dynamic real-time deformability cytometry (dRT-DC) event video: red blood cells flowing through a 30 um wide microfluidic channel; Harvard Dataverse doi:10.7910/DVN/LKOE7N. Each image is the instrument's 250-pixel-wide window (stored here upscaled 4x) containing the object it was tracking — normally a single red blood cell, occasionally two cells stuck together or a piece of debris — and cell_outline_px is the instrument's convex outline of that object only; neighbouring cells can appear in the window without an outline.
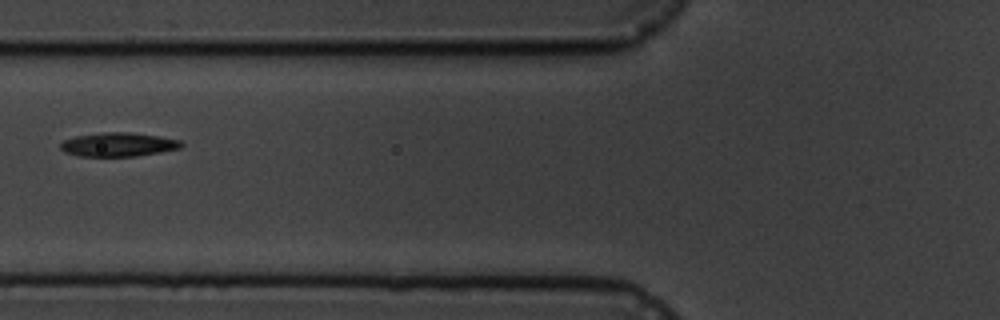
{"species": "common noctule bat (a hibernating species)", "species_latin": "Nyctalus noctula", "temperature_condition": "cold", "stored_images_in_passage": 10, "camera_frame_rate_fps": 3000, "um_per_image_px": 0.085, "animal": {"sex": "male", "body_mass_g": 19.5, "forearm_length_mm": 54.6}, "frame": {"image": 1, "passage_image": 7, "time_ms": 6.667, "image_size_px": [1000, 320], "cell_outline_px": [[184, 144], [180, 148], [160, 152], [136, 156], [80, 156], [64, 152], [60, 148], [60, 144], [64, 140], [76, 136], [104, 132], [128, 132], [160, 136], [180, 140]], "centroid_in_image_um": [10.06, 12.28], "position_along_channel_um": 115.7, "area_um2": 16.76}}
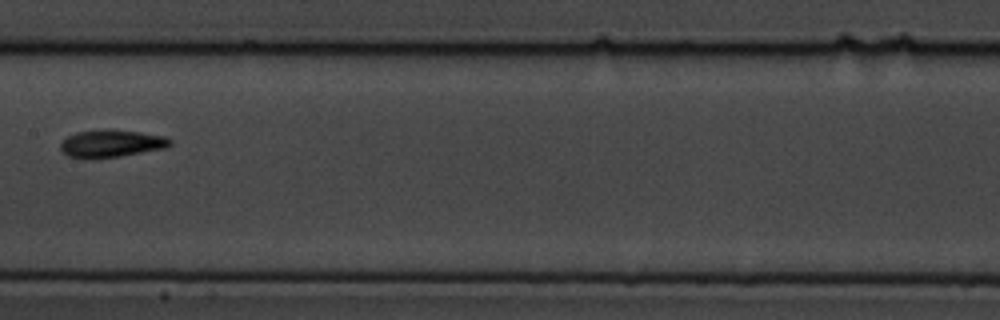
{"frame": {"image": 2, "passage_image": 9, "time_ms": 9.0, "image_size_px": [1000, 320], "cell_outline_px": [[172, 144], [168, 148], [120, 156], [92, 160], [68, 156], [60, 148], [60, 144], [68, 136], [76, 132], [104, 128], [108, 128], [140, 132], [164, 136], [172, 140]], "centroid_in_image_um": [9.48, 12.2], "position_along_channel_um": 197.9, "area_um2": 17.98}}
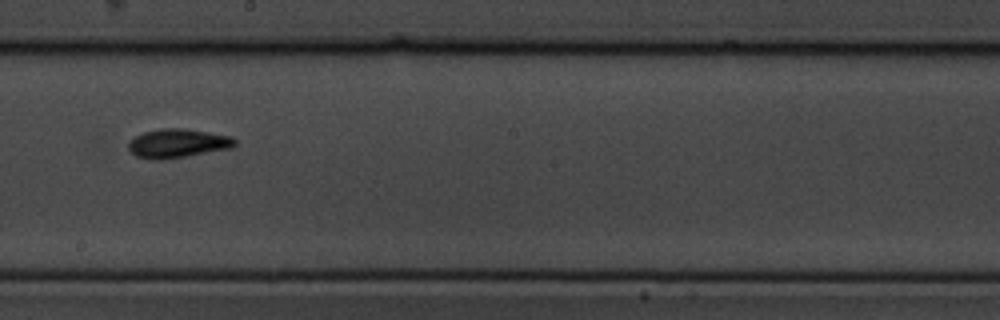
{"frame": {"image": 3, "passage_image": 10, "time_ms": 10.0, "image_size_px": [1000, 320], "cell_outline_px": [[236, 144], [232, 148], [160, 160], [156, 160], [136, 156], [128, 148], [128, 140], [132, 136], [144, 132], [160, 128], [184, 128], [232, 136], [236, 140]], "centroid_in_image_um": [15.07, 12.17], "position_along_channel_um": 233.1, "area_um2": 17.98}}